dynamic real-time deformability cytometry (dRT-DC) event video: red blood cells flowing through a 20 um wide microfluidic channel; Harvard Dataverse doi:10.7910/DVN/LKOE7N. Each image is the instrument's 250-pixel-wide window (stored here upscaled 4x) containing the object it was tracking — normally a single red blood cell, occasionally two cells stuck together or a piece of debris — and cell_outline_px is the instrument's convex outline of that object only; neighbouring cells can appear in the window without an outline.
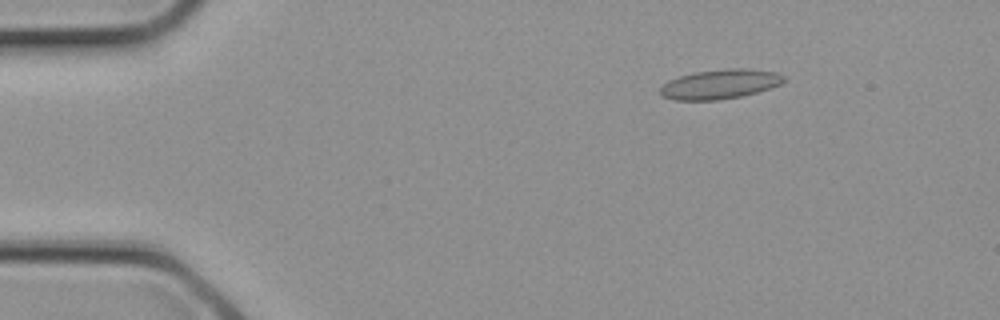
{"species": "common noctule bat (a hibernating species)", "species_latin": "Nyctalus noctula", "temperature_condition": "cold", "stored_images_in_passage": 1, "camera_frame_rate_fps": 3000, "um_per_image_px": 0.085, "animal": {"sex": "female", "body_mass_g": 21.9}, "frame": {"image": 1, "passage_image": 1, "time_ms": 0.0, "image_size_px": [1000, 320], "cell_outline_px": [[784, 80], [780, 84], [756, 92], [740, 96], [716, 100], [672, 100], [660, 96], [660, 88], [668, 80], [692, 72], [728, 68], [744, 68], [780, 72], [784, 76]], "centroid_in_image_um": [61.16, 7.14], "position_along_channel_um": 23.8, "area_um2": 21.33}}